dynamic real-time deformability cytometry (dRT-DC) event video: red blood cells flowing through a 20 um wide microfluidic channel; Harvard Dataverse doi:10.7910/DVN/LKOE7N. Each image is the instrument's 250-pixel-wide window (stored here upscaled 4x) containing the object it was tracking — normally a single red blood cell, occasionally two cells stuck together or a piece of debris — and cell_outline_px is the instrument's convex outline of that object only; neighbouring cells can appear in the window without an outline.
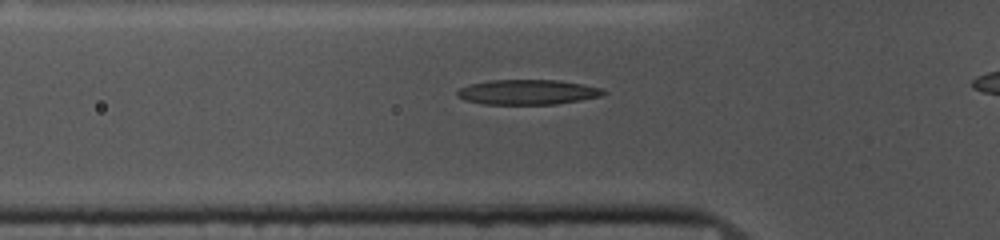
{"species": "common noctule bat (a hibernating species)", "species_latin": "Nyctalus noctula", "temperature_condition": "cold", "stored_images_in_passage": 35, "camera_frame_rate_fps": 3000, "um_per_image_px": 0.085, "animal": {"sex": "female", "body_mass_g": 10.0, "forearm_length_mm": 53.1}, "frame": {"image": 1, "passage_image": 9, "time_ms": 2.667, "image_size_px": [1000, 240], "cell_outline_px": [[608, 92], [600, 96], [580, 100], [556, 104], [484, 104], [464, 100], [456, 96], [456, 92], [460, 88], [468, 84], [488, 80], [560, 80], [600, 88]], "centroid_in_image_um": [44.79, 7.83], "position_along_channel_um": 81.0, "area_um2": 21.27}}
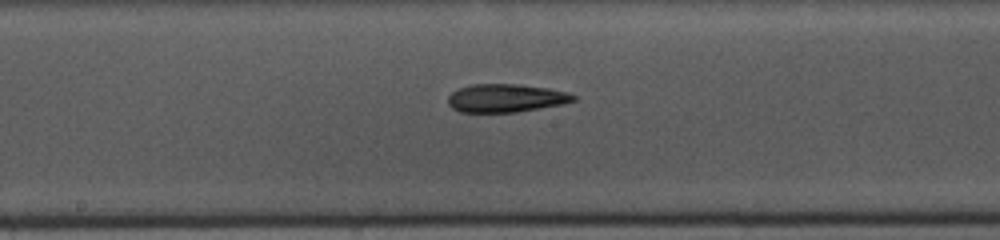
{"frame": {"image": 2, "passage_image": 19, "time_ms": 6.0, "image_size_px": [1000, 240], "cell_outline_px": [[576, 100], [564, 104], [516, 112], [460, 112], [452, 108], [448, 104], [448, 96], [452, 92], [468, 84], [520, 84], [548, 88], [568, 92], [576, 96]], "centroid_in_image_um": [43.0, 8.33], "position_along_channel_um": 205.2, "area_um2": 20.75}}
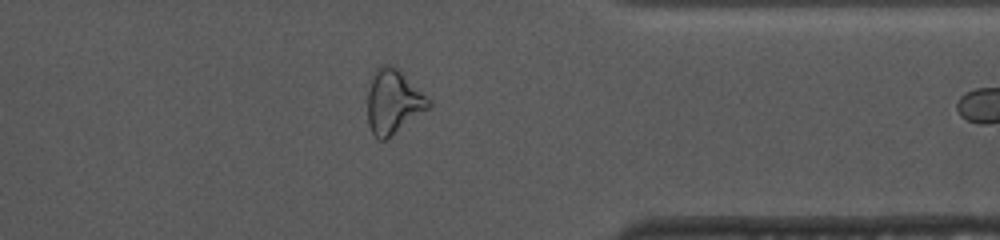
{"frame": {"image": 3, "passage_image": 34, "time_ms": 11.0, "image_size_px": [1000, 240], "cell_outline_px": [[432, 108], [384, 140], [376, 140], [368, 124], [368, 92], [372, 76], [376, 68], [380, 64], [392, 64], [432, 100]], "centroid_in_image_um": [33.46, 8.65], "position_along_channel_um": 377.9, "area_um2": 23.06}}